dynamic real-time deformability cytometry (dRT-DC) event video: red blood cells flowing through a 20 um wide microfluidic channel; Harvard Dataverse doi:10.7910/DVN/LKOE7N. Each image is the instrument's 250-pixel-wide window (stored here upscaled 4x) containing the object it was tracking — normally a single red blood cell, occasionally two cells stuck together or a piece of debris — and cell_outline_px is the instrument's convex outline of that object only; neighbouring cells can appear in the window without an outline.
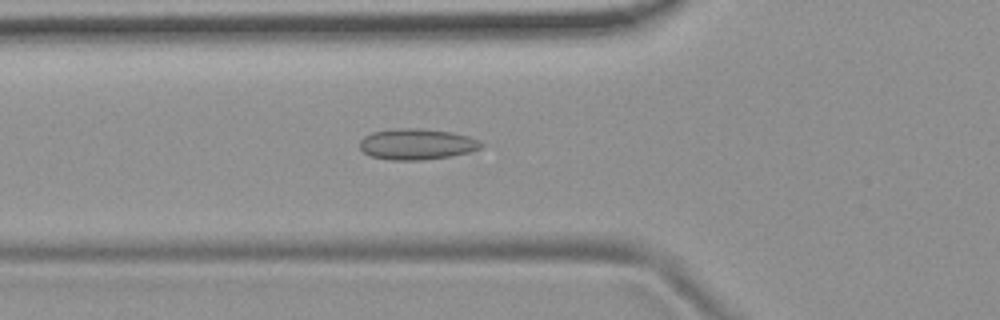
{"species": "common noctule bat (a hibernating species)", "species_latin": "Nyctalus noctula", "temperature_condition": "room temperature", "stored_images_in_passage": 54, "camera_frame_rate_fps": 3000, "um_per_image_px": 0.085, "animal": {"sex": "female", "body_mass_g": 19.9}, "frame": {"image": 1, "passage_image": 19, "time_ms": 6.0, "image_size_px": [1000, 320], "cell_outline_px": [[484, 144], [480, 148], [468, 152], [452, 156], [424, 160], [392, 160], [368, 156], [360, 148], [360, 140], [364, 136], [372, 132], [396, 128], [420, 128], [452, 132], [468, 136], [480, 140]], "centroid_in_image_um": [35.42, 12.25], "position_along_channel_um": 90.4, "area_um2": 22.08}}
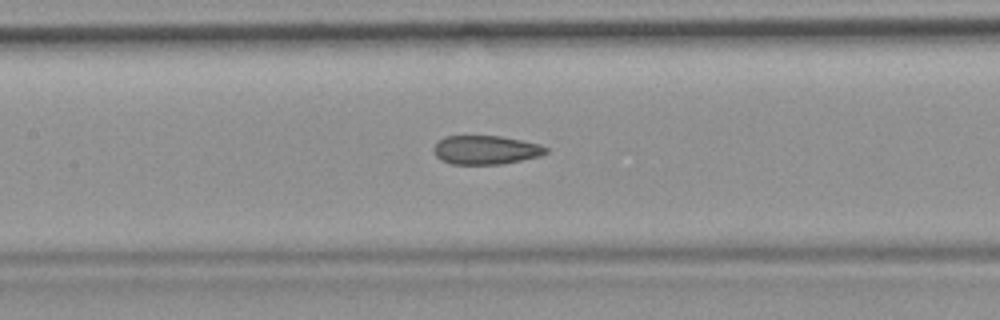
{"frame": {"image": 2, "passage_image": 25, "time_ms": 8.0, "image_size_px": [1000, 320], "cell_outline_px": [[548, 152], [540, 156], [500, 164], [452, 164], [440, 160], [436, 156], [432, 148], [444, 136], [500, 136], [540, 144], [548, 148]], "centroid_in_image_um": [41.27, 12.74], "position_along_channel_um": 166.1, "area_um2": 18.79}}
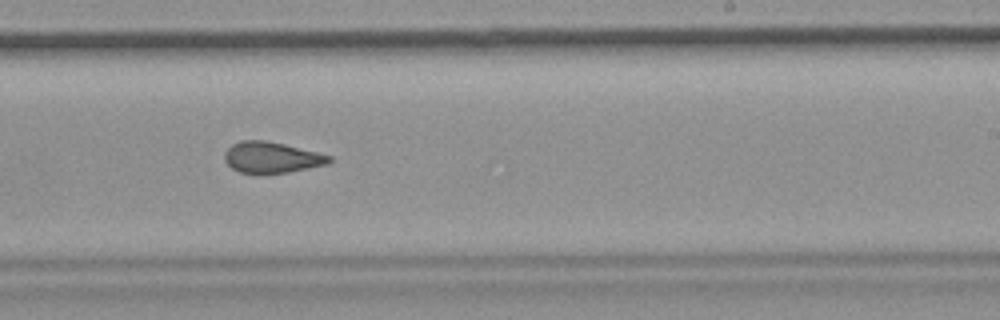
{"frame": {"image": 3, "passage_image": 33, "time_ms": 10.667, "image_size_px": [1000, 320], "cell_outline_px": [[332, 160], [328, 164], [288, 172], [240, 172], [232, 168], [224, 160], [224, 152], [232, 144], [240, 140], [264, 140], [284, 144], [332, 156]], "centroid_in_image_um": [23.08, 13.36], "position_along_channel_um": 265.9, "area_um2": 18.61}, "authors_computed_cell_mechanics": {"area_um2": 20.1433, "velocity_mm_per_s": 3.7657, "shape_relaxation_time_tau1_ms": null, "shape_relaxation_time_tau2_ms": 2.4195, "deformation_change_tau1": null, "deformation_change_tau2": 0.0937}}